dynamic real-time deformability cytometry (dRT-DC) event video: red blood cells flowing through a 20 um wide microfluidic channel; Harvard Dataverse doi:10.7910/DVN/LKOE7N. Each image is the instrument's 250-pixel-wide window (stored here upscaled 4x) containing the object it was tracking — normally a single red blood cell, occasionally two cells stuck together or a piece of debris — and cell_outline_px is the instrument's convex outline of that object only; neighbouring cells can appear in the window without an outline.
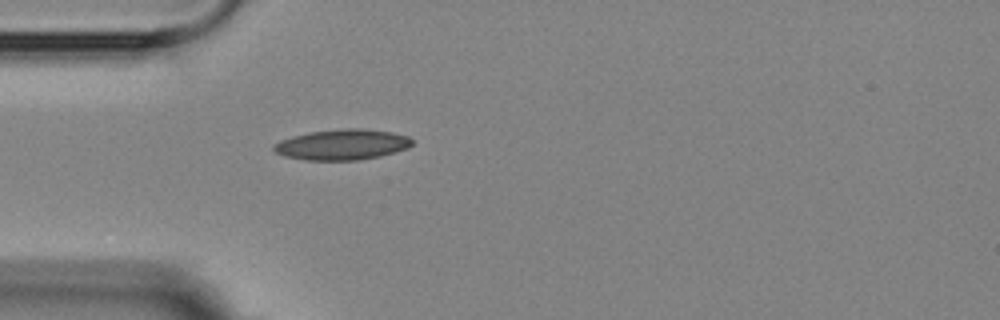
{"species": "Egyptian fruit bat (a non-hibernating species)", "species_latin": "Rousettus aegyptiacus", "temperature_condition": "room temperature", "stored_images_in_passage": 1, "camera_frame_rate_fps": 3000, "um_per_image_px": 0.085, "animal": {"sex": "female"}, "frame": {"image": 1, "passage_image": 1, "time_ms": 0.0, "image_size_px": [1000, 320], "cell_outline_px": [[412, 144], [408, 148], [380, 156], [356, 160], [308, 160], [284, 156], [276, 152], [272, 148], [280, 140], [292, 136], [312, 132], [348, 128], [360, 128], [392, 132], [408, 136], [412, 140]], "centroid_in_image_um": [29.1, 12.29], "position_along_channel_um": 55.9, "area_um2": 24.39}}